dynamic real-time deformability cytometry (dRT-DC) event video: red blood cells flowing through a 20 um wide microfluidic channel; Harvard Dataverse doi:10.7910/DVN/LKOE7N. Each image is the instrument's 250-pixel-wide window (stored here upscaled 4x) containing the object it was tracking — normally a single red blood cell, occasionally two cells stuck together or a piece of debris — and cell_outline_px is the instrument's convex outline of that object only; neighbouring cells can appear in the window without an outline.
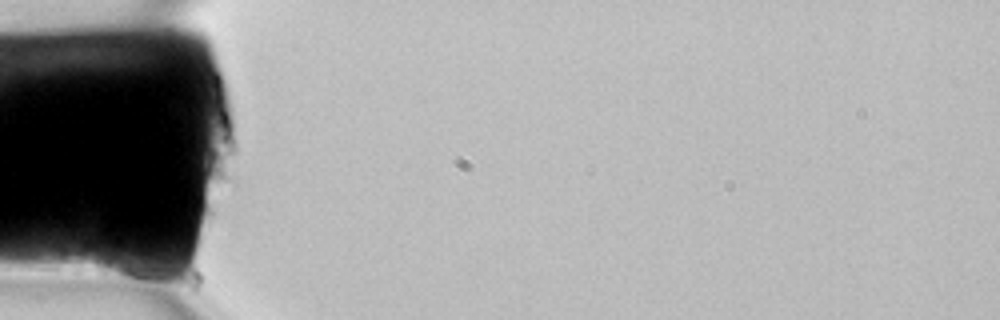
{"species": "common noctule bat (a hibernating species)", "species_latin": "Nyctalus noctula", "temperature_condition": "room temperature", "stored_images_in_passage": 2, "camera_frame_rate_fps": 3000, "um_per_image_px": 0.085, "animal": {"sex": "female", "body_mass_g": 22.7, "forearm_length_mm": 54.2}, "frame": {"image": 1, "passage_image": 1, "time_ms": 0.0, "image_size_px": [1000, 320], "cell_outline_px": [[164, 276], [160, 288], [156, 288], [96, 272], [92, 260], [96, 244], [152, 268]], "centroid_in_image_um": [10.62, 22.79], "position_along_channel_um": 74.4, "area_um2": 11.1}}